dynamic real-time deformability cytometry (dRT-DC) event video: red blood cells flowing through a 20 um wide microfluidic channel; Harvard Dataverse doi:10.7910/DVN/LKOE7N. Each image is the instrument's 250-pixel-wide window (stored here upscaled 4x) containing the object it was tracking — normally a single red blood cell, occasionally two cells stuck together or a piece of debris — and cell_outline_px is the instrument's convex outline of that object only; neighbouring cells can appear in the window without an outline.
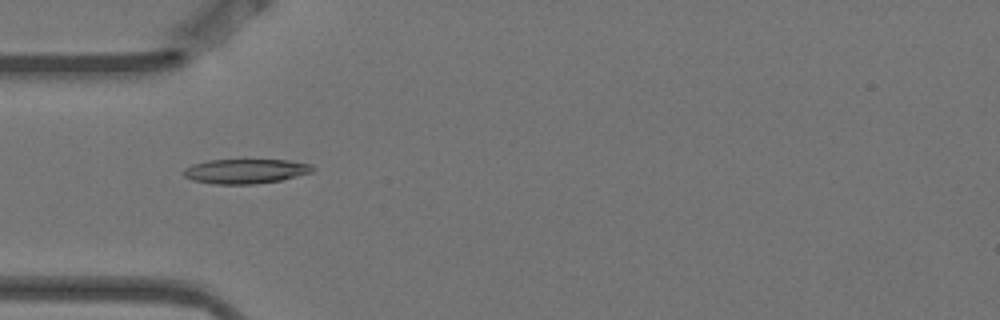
{"species": "Egyptian fruit bat (a non-hibernating species)", "species_latin": "Rousettus aegyptiacus", "temperature_condition": "warm", "stored_images_in_passage": 7, "camera_frame_rate_fps": 3000, "um_per_image_px": 0.085, "animal": {"sex": "female"}, "frame": {"image": 1, "passage_image": 5, "time_ms": 1.333, "image_size_px": [1000, 320], "cell_outline_px": [[316, 168], [312, 172], [280, 180], [252, 184], [216, 184], [192, 180], [184, 176], [184, 168], [192, 164], [208, 160], [288, 160], [312, 164]], "centroid_in_image_um": [20.88, 14.54], "position_along_channel_um": 64.1, "area_um2": 18.44}}
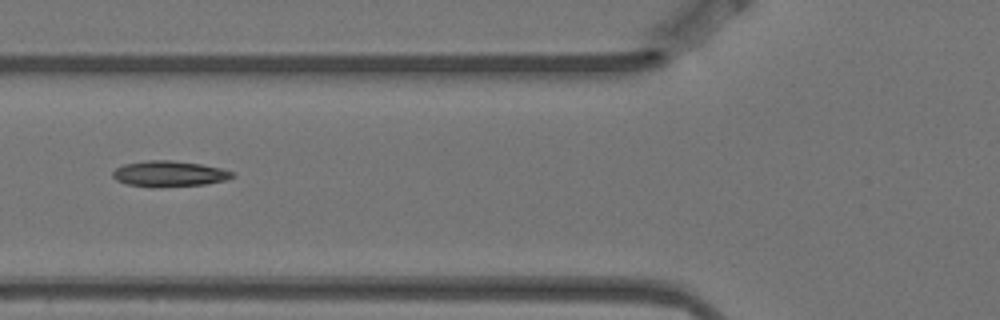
{"frame": {"image": 2, "passage_image": 6, "time_ms": 1.667, "image_size_px": [1000, 320], "cell_outline_px": [[236, 176], [228, 180], [204, 184], [160, 188], [152, 188], [128, 184], [116, 180], [112, 176], [112, 172], [116, 168], [124, 164], [148, 160], [172, 160], [200, 164], [220, 168], [236, 172]], "centroid_in_image_um": [14.41, 14.78], "position_along_channel_um": 111.4, "area_um2": 18.26}}
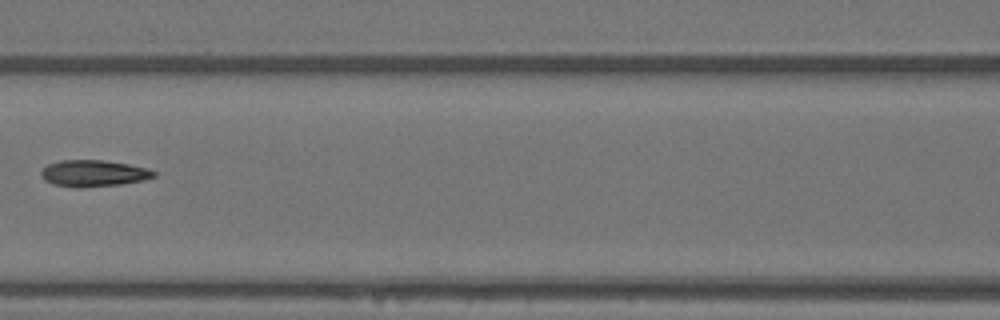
{"frame": {"image": 3, "passage_image": 7, "time_ms": 2.0, "image_size_px": [1000, 320], "cell_outline_px": [[156, 176], [144, 180], [120, 184], [80, 188], [76, 188], [56, 184], [44, 180], [40, 172], [48, 164], [60, 160], [104, 160], [128, 164], [148, 168], [156, 172]], "centroid_in_image_um": [7.97, 14.73], "position_along_channel_um": 158.6, "area_um2": 17.4}}